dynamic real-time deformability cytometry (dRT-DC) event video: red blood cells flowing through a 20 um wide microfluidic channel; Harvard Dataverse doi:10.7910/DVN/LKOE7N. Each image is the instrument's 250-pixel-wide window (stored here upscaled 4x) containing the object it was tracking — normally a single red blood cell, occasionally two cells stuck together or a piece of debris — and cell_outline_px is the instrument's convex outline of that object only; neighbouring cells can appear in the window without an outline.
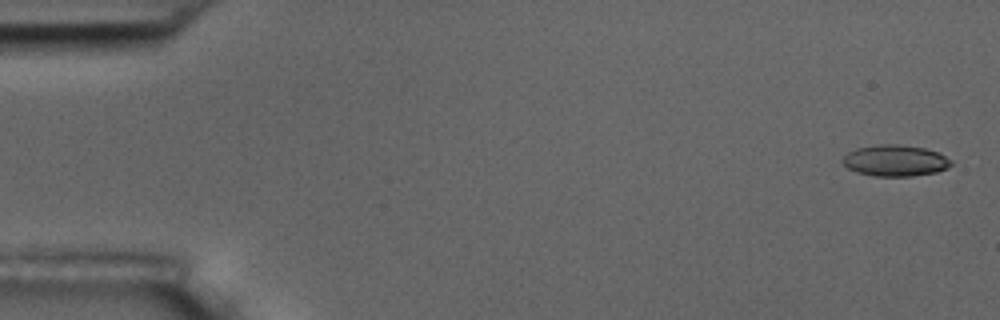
{"species": "common noctule bat (a hibernating species)", "species_latin": "Nyctalus noctula", "temperature_condition": "room temperature", "stored_images_in_passage": 5, "camera_frame_rate_fps": 3000, "um_per_image_px": 0.085, "animal": {"sex": "male", "body_mass_g": 17.5, "forearm_length_mm": 52.3}, "frame": {"image": 1, "passage_image": 1, "time_ms": 0.0, "image_size_px": [1000, 320], "cell_outline_px": [[952, 164], [948, 168], [936, 172], [912, 176], [872, 176], [856, 172], [848, 168], [840, 160], [848, 152], [856, 148], [880, 144], [900, 144], [924, 148], [936, 152], [952, 160]], "centroid_in_image_um": [76.07, 13.65], "position_along_channel_um": 8.9, "area_um2": 19.83}}
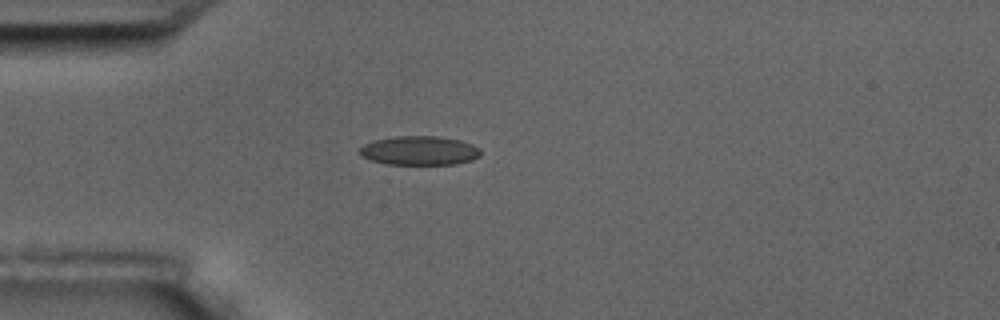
{"frame": {"image": 2, "passage_image": 5, "time_ms": 4.667, "image_size_px": [1000, 320], "cell_outline_px": [[480, 156], [472, 160], [456, 164], [388, 164], [372, 160], [360, 156], [360, 148], [364, 144], [376, 140], [396, 136], [440, 136], [460, 140], [472, 144], [480, 148]], "centroid_in_image_um": [35.68, 12.8], "position_along_channel_um": 49.3, "area_um2": 20.46}}